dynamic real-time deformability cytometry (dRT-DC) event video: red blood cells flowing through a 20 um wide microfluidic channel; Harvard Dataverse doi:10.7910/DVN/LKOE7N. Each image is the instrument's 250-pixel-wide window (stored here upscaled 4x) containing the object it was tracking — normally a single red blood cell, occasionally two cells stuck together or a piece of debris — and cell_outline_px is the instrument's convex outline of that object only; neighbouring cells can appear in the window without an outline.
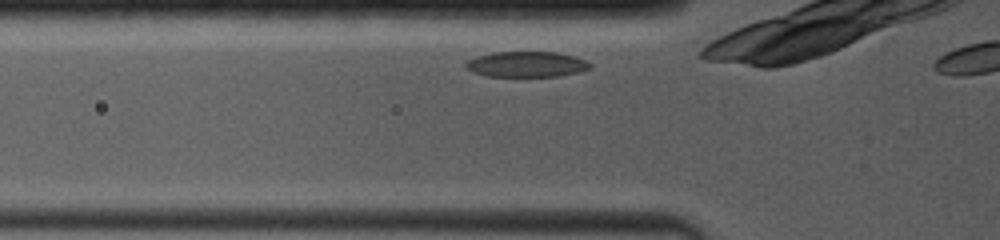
{"species": "common noctule bat (a hibernating species)", "species_latin": "Nyctalus noctula", "temperature_condition": "room temperature", "stored_images_in_passage": 6, "camera_frame_rate_fps": 4000, "um_per_image_px": 0.085, "animal": {"sex": "female", "body_mass_g": 19.0, "forearm_length_mm": 53.3}, "frame": {"image": 1, "passage_image": 4, "time_ms": 1.0, "image_size_px": [1000, 240], "cell_outline_px": [[592, 68], [580, 72], [556, 76], [488, 76], [472, 72], [464, 68], [464, 64], [468, 60], [476, 56], [492, 52], [556, 52], [572, 56], [584, 60], [592, 64]], "centroid_in_image_um": [44.72, 5.46], "position_along_channel_um": 81.1, "area_um2": 18.55}}